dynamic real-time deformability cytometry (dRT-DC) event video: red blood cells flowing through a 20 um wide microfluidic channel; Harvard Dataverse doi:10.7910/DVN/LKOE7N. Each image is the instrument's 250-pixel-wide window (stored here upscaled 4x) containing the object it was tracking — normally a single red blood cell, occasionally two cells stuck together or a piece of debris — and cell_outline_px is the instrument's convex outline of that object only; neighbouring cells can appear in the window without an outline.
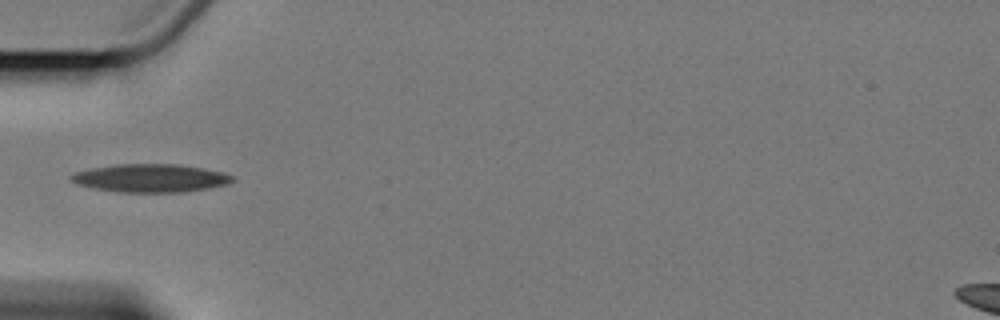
{"species": "Egyptian fruit bat (a non-hibernating species)", "species_latin": "Rousettus aegyptiacus", "temperature_condition": "cold", "stored_images_in_passage": 3, "camera_frame_rate_fps": 3000, "um_per_image_px": 0.085, "animal": {"sex": "female"}, "frame": {"image": 1, "passage_image": 2, "time_ms": 1.0, "image_size_px": [1000, 320], "cell_outline_px": [[236, 180], [228, 184], [208, 188], [180, 192], [116, 192], [92, 188], [76, 184], [68, 180], [68, 176], [76, 172], [92, 168], [116, 164], [180, 164], [204, 168], [224, 172], [232, 176]], "centroid_in_image_um": [12.77, 15.14], "position_along_channel_um": 72.2, "area_um2": 26.7}}
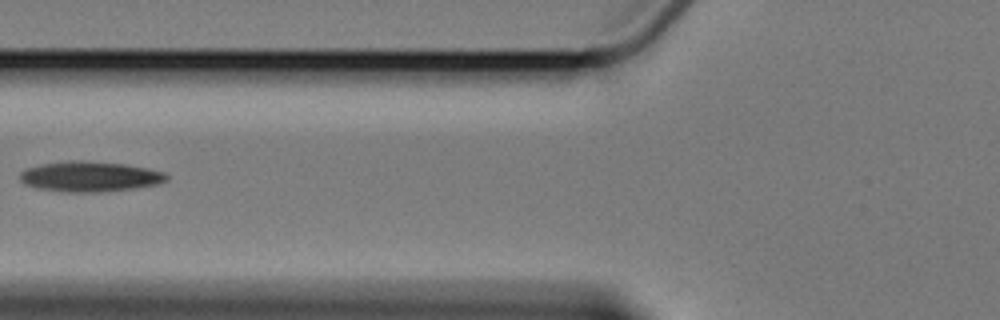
{"frame": {"image": 2, "passage_image": 3, "time_ms": 2.333, "image_size_px": [1000, 320], "cell_outline_px": [[168, 180], [156, 184], [136, 188], [96, 192], [68, 192], [40, 188], [24, 184], [20, 180], [20, 172], [28, 168], [40, 164], [72, 160], [80, 160], [124, 164], [164, 172], [168, 176]], "centroid_in_image_um": [7.63, 15.0], "position_along_channel_um": 118.2, "area_um2": 25.61}}